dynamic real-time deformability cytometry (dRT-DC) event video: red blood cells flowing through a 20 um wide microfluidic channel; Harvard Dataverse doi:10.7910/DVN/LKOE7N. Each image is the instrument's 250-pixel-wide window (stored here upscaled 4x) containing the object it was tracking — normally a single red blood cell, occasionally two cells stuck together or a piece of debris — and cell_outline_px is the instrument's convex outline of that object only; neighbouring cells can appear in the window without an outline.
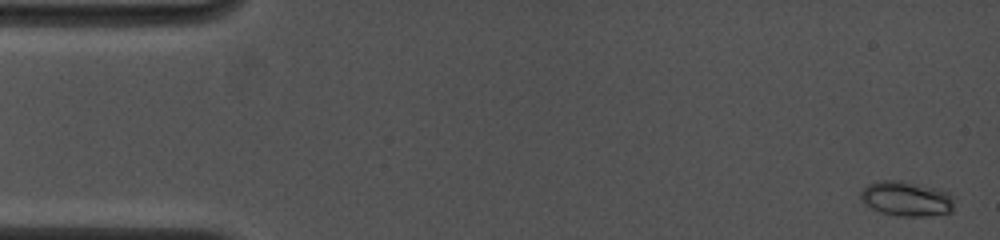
{"species": "common noctule bat (a hibernating species)", "species_latin": "Nyctalus noctula", "temperature_condition": "cold", "stored_images_in_passage": 7, "camera_frame_rate_fps": 4500, "um_per_image_px": 0.085, "animal": {"sex": "female", "body_mass_g": 19.0, "forearm_length_mm": 53.3}, "frame": {"image": 1, "passage_image": 1, "time_ms": 0.0, "image_size_px": [1000, 240], "cell_outline_px": [[952, 212], [924, 216], [900, 216], [880, 212], [872, 208], [860, 200], [860, 192], [868, 184], [880, 180], [900, 180], [936, 188], [948, 192], [952, 196]], "centroid_in_image_um": [77.02, 16.88], "position_along_channel_um": 8.0, "area_um2": 18.9}}
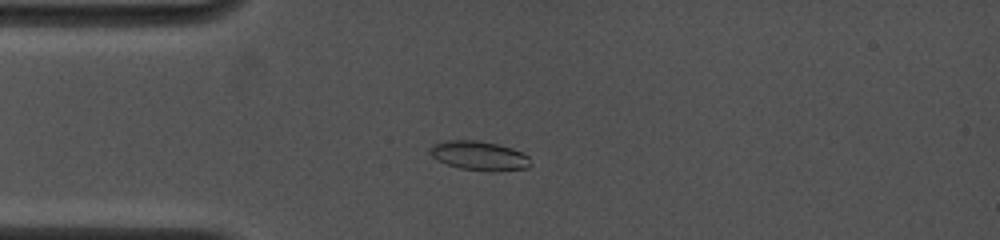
{"frame": {"image": 2, "passage_image": 5, "time_ms": 3.778, "image_size_px": [1000, 240], "cell_outline_px": [[532, 164], [528, 168], [492, 172], [460, 168], [448, 164], [432, 156], [428, 152], [428, 148], [432, 144], [444, 140], [476, 140], [496, 144], [512, 148], [528, 156]], "centroid_in_image_um": [40.72, 13.23], "position_along_channel_um": 44.3, "area_um2": 17.17}}
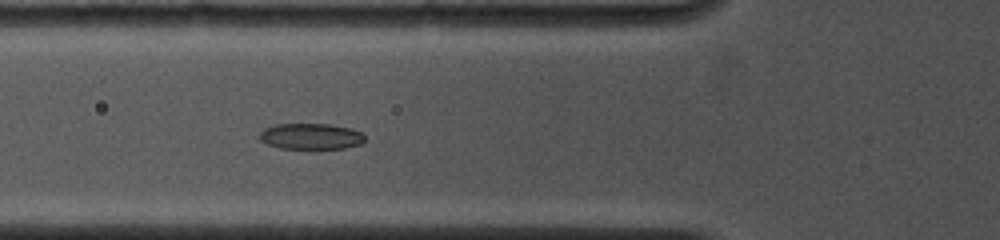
{"frame": {"image": 3, "passage_image": 7, "time_ms": 5.556, "image_size_px": [1000, 240], "cell_outline_px": [[364, 140], [360, 144], [344, 148], [280, 148], [268, 144], [260, 140], [260, 132], [264, 128], [276, 124], [328, 124], [352, 128], [364, 132]], "centroid_in_image_um": [26.45, 11.57], "position_along_channel_um": 99.4, "area_um2": 15.9}}